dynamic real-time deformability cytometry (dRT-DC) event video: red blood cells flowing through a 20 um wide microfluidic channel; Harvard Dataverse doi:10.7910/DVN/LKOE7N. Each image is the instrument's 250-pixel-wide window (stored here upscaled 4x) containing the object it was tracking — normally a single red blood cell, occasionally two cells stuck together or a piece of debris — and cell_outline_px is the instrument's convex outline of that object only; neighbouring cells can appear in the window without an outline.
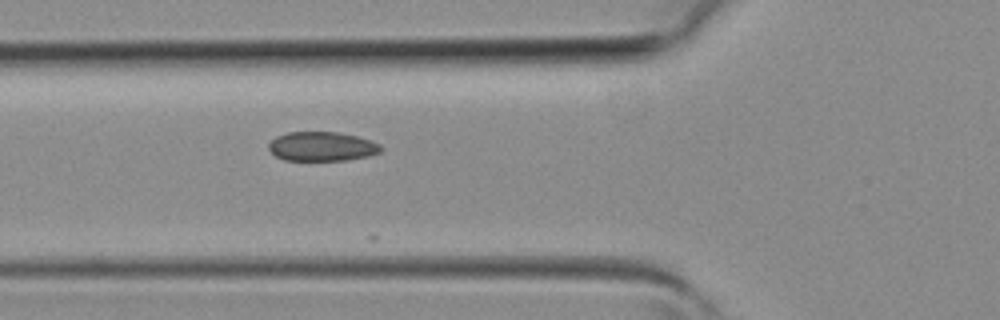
{"species": "common noctule bat (a hibernating species)", "species_latin": "Nyctalus noctula", "temperature_condition": "room temperature", "stored_images_in_passage": 3, "camera_frame_rate_fps": 3000, "um_per_image_px": 0.085, "animal": {"sex": "female", "body_mass_g": 19.3, "forearm_length_mm": 54.1}, "frame": {"image": 1, "passage_image": 3, "time_ms": 0.667, "image_size_px": [1000, 320], "cell_outline_px": [[384, 148], [380, 152], [368, 156], [348, 160], [284, 160], [276, 156], [268, 148], [268, 144], [276, 136], [288, 132], [340, 132], [356, 136], [380, 144]], "centroid_in_image_um": [27.37, 12.45], "position_along_channel_um": 98.4, "area_um2": 19.13}}